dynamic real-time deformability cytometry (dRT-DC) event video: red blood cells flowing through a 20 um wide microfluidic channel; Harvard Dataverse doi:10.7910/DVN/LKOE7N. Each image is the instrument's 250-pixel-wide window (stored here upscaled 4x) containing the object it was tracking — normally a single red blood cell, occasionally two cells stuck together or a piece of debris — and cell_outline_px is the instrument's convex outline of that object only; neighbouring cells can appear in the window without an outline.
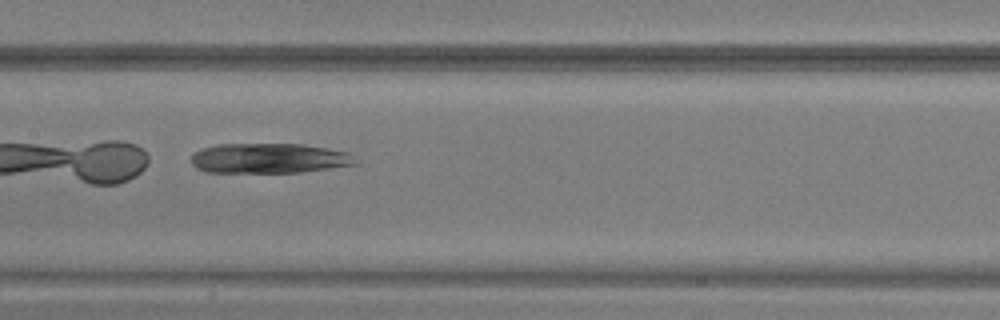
{"species": "common noctule bat (a hibernating species)", "species_latin": "Nyctalus noctula", "temperature_condition": "warm", "stored_images_in_passage": 28, "camera_frame_rate_fps": 3000, "um_per_image_px": 0.085, "animal": {"sex": "male", "body_mass_g": 20.5, "forearm_length_mm": 52.5}, "frame": {"image": 1, "passage_image": 9, "time_ms": 2.667, "image_size_px": [1000, 320], "cell_outline_px": [[360, 160], [356, 164], [300, 172], [204, 172], [196, 168], [192, 164], [192, 156], [196, 152], [204, 148], [220, 144], [304, 144], [328, 148], [348, 152]], "centroid_in_image_um": [22.91, 13.45], "position_along_channel_um": 184.5, "area_um2": 28.67}}